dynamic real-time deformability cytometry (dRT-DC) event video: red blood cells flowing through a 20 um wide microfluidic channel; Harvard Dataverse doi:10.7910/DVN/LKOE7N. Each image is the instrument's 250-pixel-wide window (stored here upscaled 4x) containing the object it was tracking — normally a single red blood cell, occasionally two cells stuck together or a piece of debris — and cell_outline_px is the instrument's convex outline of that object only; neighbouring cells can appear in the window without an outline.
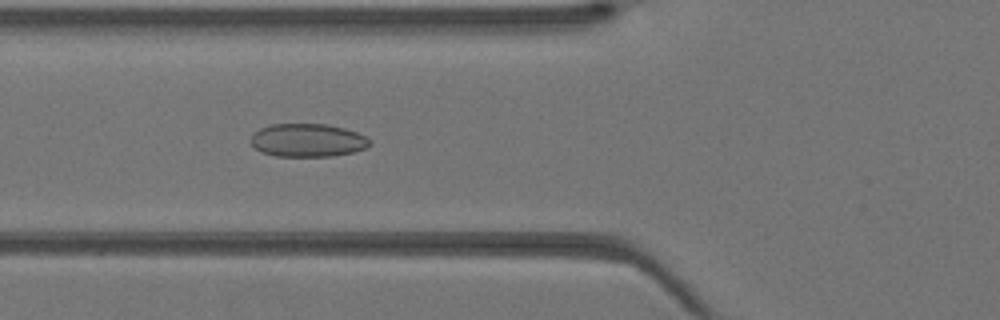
{"species": "Egyptian fruit bat (a non-hibernating species)", "species_latin": "Rousettus aegyptiacus", "temperature_condition": "warm", "stored_images_in_passage": 42, "camera_frame_rate_fps": 3000, "um_per_image_px": 0.085, "animal": {"sex": "female"}, "frame": {"image": 1, "passage_image": 16, "time_ms": 5.0, "image_size_px": [1000, 320], "cell_outline_px": [[372, 144], [364, 148], [352, 152], [332, 156], [276, 156], [260, 152], [252, 144], [252, 136], [260, 128], [272, 124], [328, 124], [344, 128], [356, 132], [372, 140]], "centroid_in_image_um": [26.17, 11.92], "position_along_channel_um": 99.6, "area_um2": 22.89}}
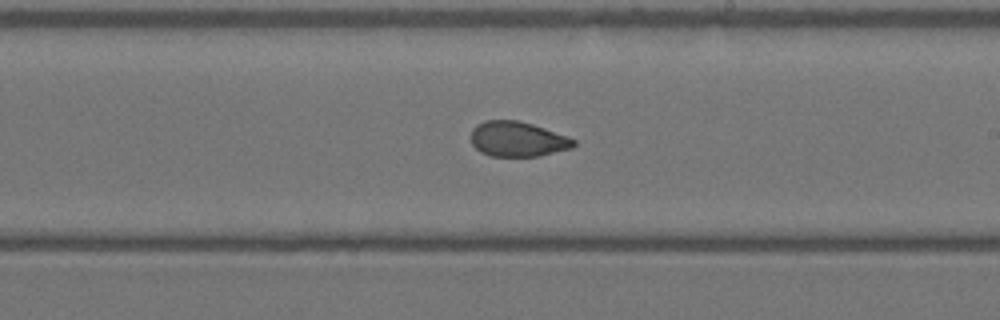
{"frame": {"image": 2, "passage_image": 25, "time_ms": 8.0, "image_size_px": [1000, 320], "cell_outline_px": [[576, 144], [572, 148], [540, 156], [492, 156], [480, 152], [472, 144], [472, 128], [476, 124], [484, 120], [516, 120], [532, 124], [568, 136], [576, 140]], "centroid_in_image_um": [44.0, 11.82], "position_along_channel_um": 245.0, "area_um2": 21.04}}
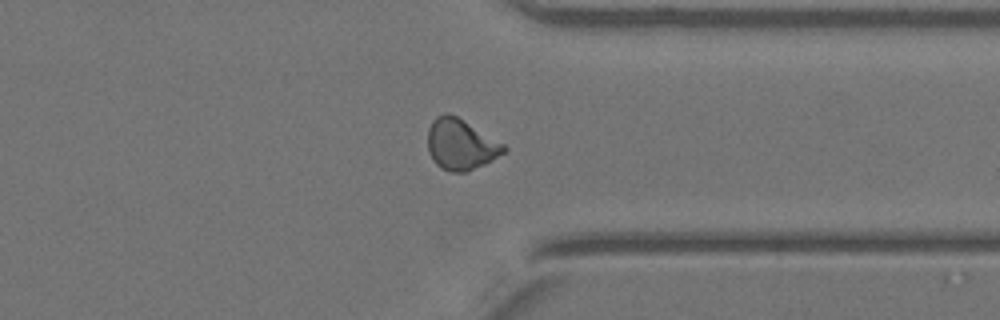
{"frame": {"image": 3, "passage_image": 33, "time_ms": 10.667, "image_size_px": [1000, 320], "cell_outline_px": [[508, 148], [504, 152], [484, 164], [464, 172], [452, 172], [440, 168], [432, 160], [428, 152], [428, 128], [432, 120], [436, 116], [456, 116], [504, 144]], "centroid_in_image_um": [39.13, 12.31], "position_along_channel_um": 372.3, "area_um2": 22.02}}